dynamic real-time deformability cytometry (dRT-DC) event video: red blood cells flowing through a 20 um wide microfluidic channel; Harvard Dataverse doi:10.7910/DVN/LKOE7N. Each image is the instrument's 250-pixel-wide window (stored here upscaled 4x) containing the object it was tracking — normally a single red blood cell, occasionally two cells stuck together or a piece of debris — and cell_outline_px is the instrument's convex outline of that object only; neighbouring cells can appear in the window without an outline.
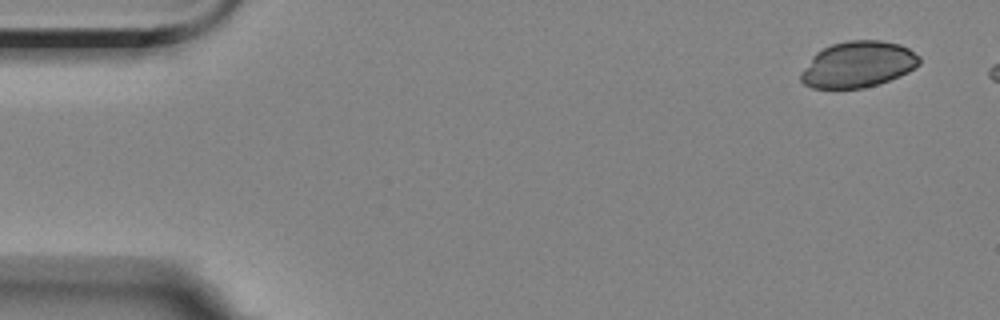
{"species": "Egyptian fruit bat (a non-hibernating species)", "species_latin": "Rousettus aegyptiacus", "temperature_condition": "room temperature", "stored_images_in_passage": 3, "camera_frame_rate_fps": 3000, "um_per_image_px": 0.085, "animal": {"sex": "female"}, "frame": {"image": 1, "passage_image": 1, "time_ms": 0.0, "image_size_px": [1000, 320], "cell_outline_px": [[920, 64], [908, 72], [900, 76], [880, 84], [864, 88], [812, 88], [804, 84], [800, 80], [800, 72], [812, 56], [816, 52], [832, 44], [848, 40], [880, 40], [900, 44], [908, 48], [920, 56]], "centroid_in_image_um": [72.93, 5.48], "position_along_channel_um": 12.1, "area_um2": 32.08}}